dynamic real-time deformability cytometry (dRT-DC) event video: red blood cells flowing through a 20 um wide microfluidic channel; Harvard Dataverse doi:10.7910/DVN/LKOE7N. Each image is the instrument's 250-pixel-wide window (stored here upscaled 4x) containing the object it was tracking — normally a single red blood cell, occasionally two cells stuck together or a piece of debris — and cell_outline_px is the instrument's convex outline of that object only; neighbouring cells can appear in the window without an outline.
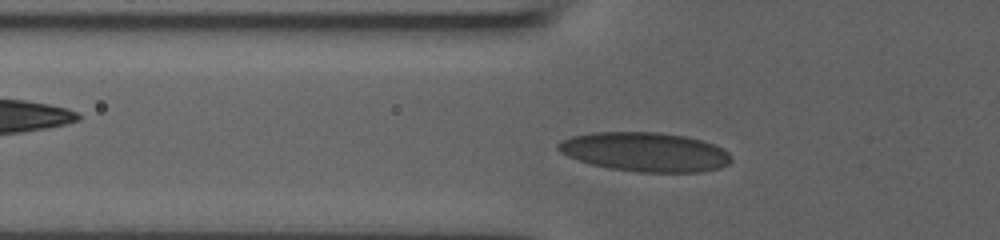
{"species": "human", "species_latin": "Homo sapiens", "temperature_condition": "room temperature", "stored_images_in_passage": 37, "camera_frame_rate_fps": 3000, "um_per_image_px": 0.085, "donor": {"sex": "male"}, "frame": {"image": 1, "passage_image": 9, "time_ms": 2.667, "image_size_px": [1000, 240], "cell_outline_px": [[732, 160], [728, 164], [720, 168], [704, 172], [636, 172], [608, 168], [592, 164], [568, 156], [560, 152], [556, 148], [556, 144], [560, 140], [572, 136], [592, 132], [656, 132], [684, 136], [700, 140], [712, 144], [728, 152], [732, 156]], "centroid_in_image_um": [54.81, 12.92], "position_along_channel_um": 71.0, "area_um2": 39.59}}
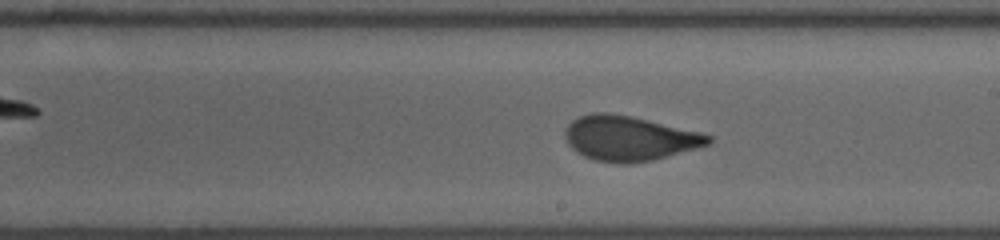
{"frame": {"image": 2, "passage_image": 21, "time_ms": 6.667, "image_size_px": [1000, 240], "cell_outline_px": [[712, 140], [708, 144], [700, 148], [652, 160], [628, 164], [624, 164], [592, 160], [576, 152], [568, 144], [564, 136], [564, 132], [568, 124], [572, 120], [580, 116], [592, 112], [608, 112], [632, 116], [700, 132], [712, 136]], "centroid_in_image_um": [53.47, 11.76], "position_along_channel_um": 235.5, "area_um2": 37.69}}
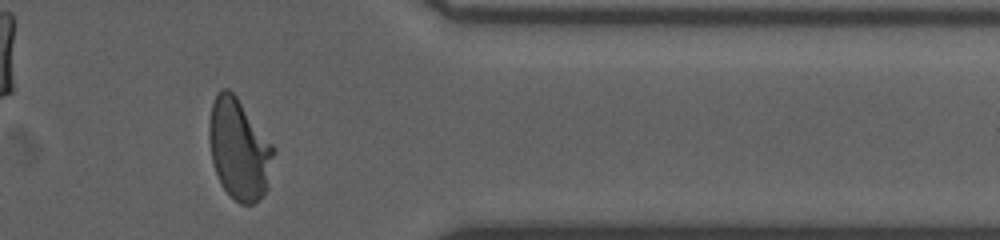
{"frame": {"image": 3, "passage_image": 33, "time_ms": 10.667, "image_size_px": [1000, 240], "cell_outline_px": [[276, 148], [268, 188], [252, 204], [240, 204], [224, 188], [212, 164], [208, 140], [208, 120], [212, 104], [216, 92], [220, 88], [228, 88], [236, 96]], "centroid_in_image_um": [20.31, 12.64], "position_along_channel_um": 391.1, "area_um2": 38.03}}